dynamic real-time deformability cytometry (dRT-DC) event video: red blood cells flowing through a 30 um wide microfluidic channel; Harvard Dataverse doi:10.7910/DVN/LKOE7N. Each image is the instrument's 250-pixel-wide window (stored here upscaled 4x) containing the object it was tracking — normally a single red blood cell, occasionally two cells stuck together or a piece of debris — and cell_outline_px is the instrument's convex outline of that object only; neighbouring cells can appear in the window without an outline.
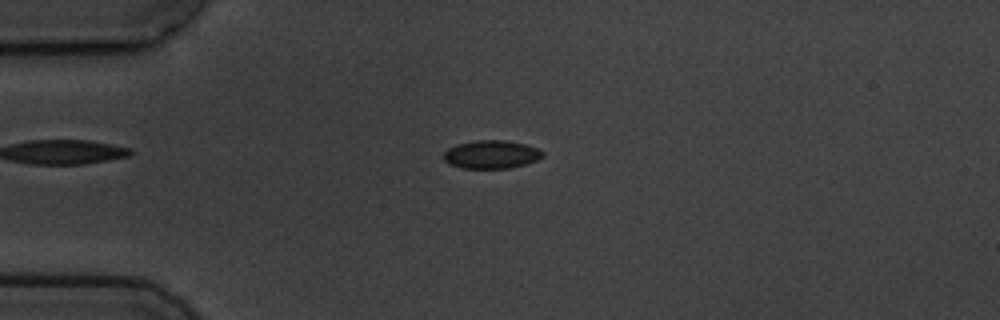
{"species": "common noctule bat (a hibernating species)", "species_latin": "Nyctalus noctula", "temperature_condition": "cold", "stored_images_in_passage": 6, "camera_frame_rate_fps": 3000, "um_per_image_px": 0.085, "animal": {"sex": "male", "body_mass_g": 19.5, "forearm_length_mm": 54.6}, "frame": {"image": 1, "passage_image": 5, "time_ms": 4.333, "image_size_px": [1000, 320], "cell_outline_px": [[544, 156], [536, 160], [524, 164], [508, 168], [464, 168], [452, 164], [444, 160], [444, 152], [448, 148], [456, 144], [476, 140], [504, 140], [524, 144], [536, 148], [544, 152]], "centroid_in_image_um": [41.76, 13.12], "position_along_channel_um": 43.2, "area_um2": 16.07}}
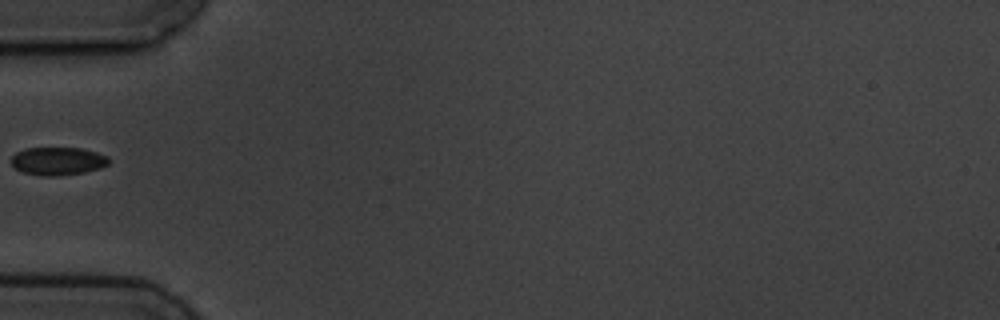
{"frame": {"image": 2, "passage_image": 6, "time_ms": 6.0, "image_size_px": [1000, 320], "cell_outline_px": [[108, 164], [100, 168], [84, 172], [56, 176], [40, 176], [24, 172], [16, 168], [12, 164], [12, 156], [16, 152], [24, 148], [80, 148], [96, 152], [108, 156]], "centroid_in_image_um": [4.9, 13.69], "position_along_channel_um": 80.1, "area_um2": 15.84}}